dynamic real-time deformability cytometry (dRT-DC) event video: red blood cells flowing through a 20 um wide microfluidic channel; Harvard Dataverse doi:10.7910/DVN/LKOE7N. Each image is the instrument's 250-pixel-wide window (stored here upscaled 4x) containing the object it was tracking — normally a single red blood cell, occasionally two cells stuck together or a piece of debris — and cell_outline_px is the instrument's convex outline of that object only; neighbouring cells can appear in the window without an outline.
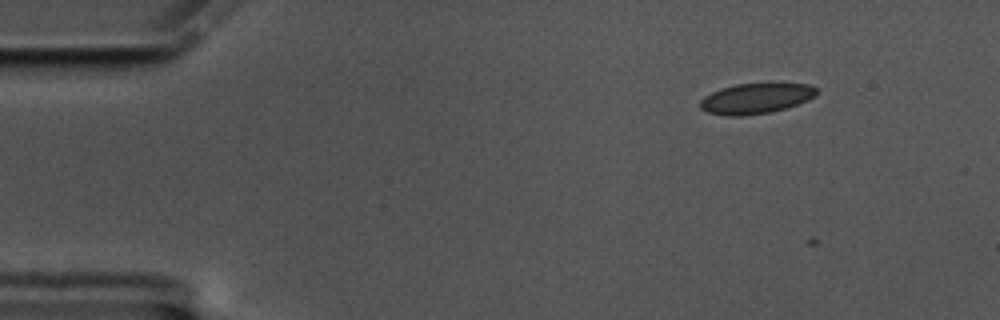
{"species": "common noctule bat (a hibernating species)", "species_latin": "Nyctalus noctula", "temperature_condition": "cold", "stored_images_in_passage": 3, "camera_frame_rate_fps": 3000, "um_per_image_px": 0.085, "animal": {"sex": "male", "body_mass_g": 17.5, "forearm_length_mm": 52.3}, "frame": {"image": 1, "passage_image": 1, "time_ms": 0.0, "image_size_px": [1000, 320], "cell_outline_px": [[816, 96], [808, 100], [784, 108], [768, 112], [744, 116], [724, 116], [708, 112], [700, 108], [700, 100], [704, 96], [720, 88], [736, 84], [808, 84], [816, 88]], "centroid_in_image_um": [64.2, 8.38], "position_along_channel_um": 20.8, "area_um2": 20.4}}